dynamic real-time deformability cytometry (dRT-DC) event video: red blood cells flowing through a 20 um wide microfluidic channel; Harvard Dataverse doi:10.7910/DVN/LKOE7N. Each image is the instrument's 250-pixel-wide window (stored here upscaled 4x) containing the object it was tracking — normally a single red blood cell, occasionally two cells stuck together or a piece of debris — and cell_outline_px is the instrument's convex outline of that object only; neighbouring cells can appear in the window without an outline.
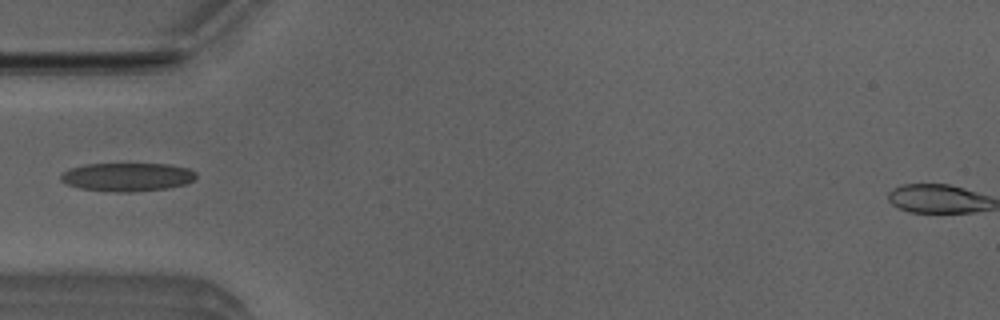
{"species": "Egyptian fruit bat (a non-hibernating species)", "species_latin": "Rousettus aegyptiacus", "temperature_condition": "room temperature", "stored_images_in_passage": 6, "camera_frame_rate_fps": 3000, "um_per_image_px": 0.085, "animal": {"sex": "male"}, "frame": {"image": 1, "passage_image": 5, "time_ms": 1.333, "image_size_px": [1000, 320], "cell_outline_px": [[196, 180], [184, 184], [168, 188], [132, 192], [116, 192], [80, 188], [68, 184], [60, 180], [60, 176], [68, 168], [84, 164], [168, 164], [188, 168], [196, 172]], "centroid_in_image_um": [10.83, 15.04], "position_along_channel_um": 74.2, "area_um2": 22.48}}